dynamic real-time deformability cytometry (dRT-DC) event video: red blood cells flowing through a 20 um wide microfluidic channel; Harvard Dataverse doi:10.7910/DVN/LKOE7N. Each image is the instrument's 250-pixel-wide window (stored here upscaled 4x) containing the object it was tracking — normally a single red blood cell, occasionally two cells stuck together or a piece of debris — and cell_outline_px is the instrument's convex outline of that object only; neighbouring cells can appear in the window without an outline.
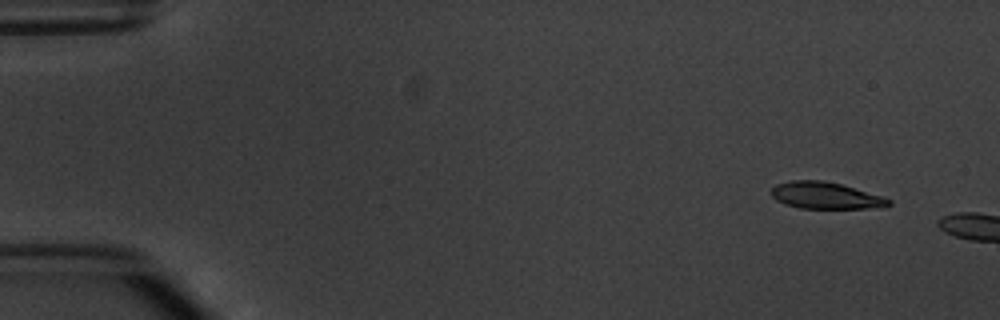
{"species": "common noctule bat (a hibernating species)", "species_latin": "Nyctalus noctula", "temperature_condition": "warm", "stored_images_in_passage": 2, "camera_frame_rate_fps": 3000, "um_per_image_px": 0.085, "animal": {"sex": "male", "body_mass_g": 20.1, "forearm_length_mm": 53.5}, "frame": {"image": 1, "passage_image": 1, "time_ms": 0.0, "image_size_px": [1000, 320], "cell_outline_px": [[892, 204], [868, 208], [800, 208], [784, 204], [776, 200], [772, 196], [772, 188], [776, 184], [788, 180], [824, 180], [840, 184], [884, 196], [892, 200]], "centroid_in_image_um": [70.15, 16.61], "position_along_channel_um": 14.8, "area_um2": 18.26}}